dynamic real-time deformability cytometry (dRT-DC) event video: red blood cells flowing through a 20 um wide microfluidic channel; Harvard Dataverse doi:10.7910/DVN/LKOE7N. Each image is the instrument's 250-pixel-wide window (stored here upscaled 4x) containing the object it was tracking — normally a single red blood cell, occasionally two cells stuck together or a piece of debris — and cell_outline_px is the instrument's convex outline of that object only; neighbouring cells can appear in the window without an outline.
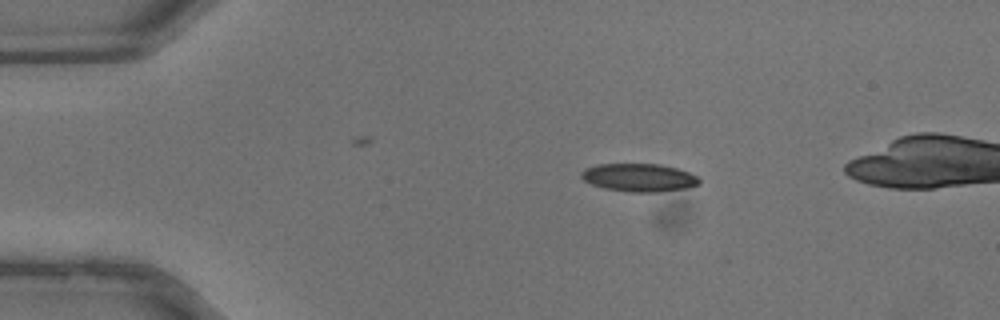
{"species": "common noctule bat (a hibernating species)", "species_latin": "Nyctalus noctula", "temperature_condition": "warm", "stored_images_in_passage": 28, "camera_frame_rate_fps": 3000, "um_per_image_px": 0.085, "animal": {"sex": "male", "body_mass_g": 13.3}, "frame": {"image": 1, "passage_image": 1, "time_ms": 0.0, "image_size_px": [1000, 320], "cell_outline_px": [[700, 184], [688, 188], [660, 192], [628, 192], [604, 188], [592, 184], [584, 180], [580, 176], [580, 172], [584, 168], [596, 164], [660, 164], [676, 168], [700, 176]], "centroid_in_image_um": [54.33, 15.09], "position_along_channel_um": 30.7, "area_um2": 19.54}}
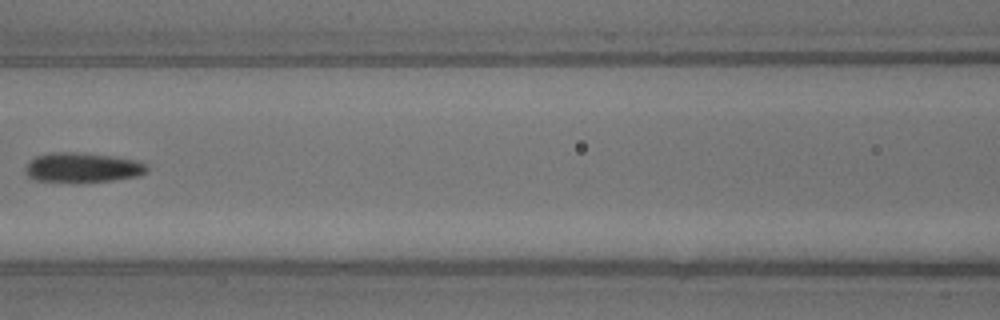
{"frame": {"image": 2, "passage_image": 11, "time_ms": 3.333, "image_size_px": [1000, 320], "cell_outline_px": [[148, 172], [140, 176], [112, 180], [76, 184], [36, 180], [28, 176], [24, 172], [24, 168], [28, 160], [36, 156], [48, 152], [72, 152], [112, 156], [140, 160], [148, 164]], "centroid_in_image_um": [7.01, 14.26], "position_along_channel_um": 159.6, "area_um2": 21.91}}
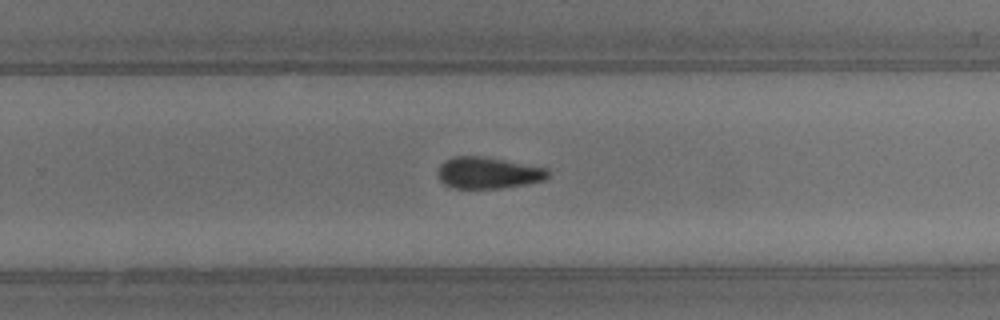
{"frame": {"image": 3, "passage_image": 18, "time_ms": 5.667, "image_size_px": [1000, 320], "cell_outline_px": [[548, 176], [544, 180], [524, 184], [500, 188], [452, 188], [444, 184], [436, 176], [436, 172], [440, 164], [444, 160], [452, 156], [480, 156], [504, 160], [548, 168]], "centroid_in_image_um": [41.42, 14.69], "position_along_channel_um": 288.4, "area_um2": 20.29}}